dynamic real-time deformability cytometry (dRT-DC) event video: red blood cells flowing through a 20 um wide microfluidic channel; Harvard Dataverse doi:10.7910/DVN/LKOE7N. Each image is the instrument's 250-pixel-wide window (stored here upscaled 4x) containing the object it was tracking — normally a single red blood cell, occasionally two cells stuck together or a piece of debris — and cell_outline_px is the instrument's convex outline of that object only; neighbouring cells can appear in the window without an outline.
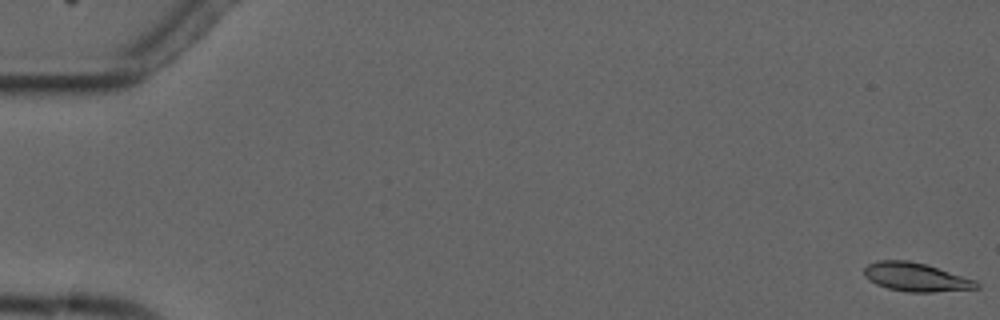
{"species": "common noctule bat (a hibernating species)", "species_latin": "Nyctalus noctula", "temperature_condition": "cold", "stored_images_in_passage": 8, "camera_frame_rate_fps": 3000, "um_per_image_px": 0.085, "animal": {"sex": "male", "forearm_length_mm": 52.5}, "frame": {"image": 1, "passage_image": 1, "time_ms": 0.0, "image_size_px": [1000, 320], "cell_outline_px": [[980, 288], [932, 292], [908, 292], [888, 288], [876, 284], [868, 280], [864, 276], [864, 268], [868, 264], [876, 260], [908, 260], [924, 264], [976, 280], [980, 284]], "centroid_in_image_um": [77.82, 23.55], "position_along_channel_um": 7.2, "area_um2": 18.67}}
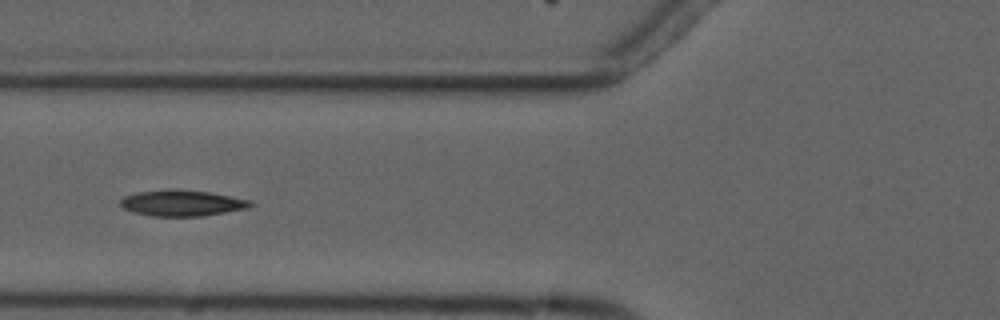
{"frame": {"image": 2, "passage_image": 6, "time_ms": 7.0, "image_size_px": [1000, 320], "cell_outline_px": [[256, 204], [248, 208], [204, 216], [152, 216], [136, 212], [124, 208], [120, 204], [120, 200], [124, 196], [140, 192], [208, 192], [248, 200]], "centroid_in_image_um": [15.52, 17.31], "position_along_channel_um": 110.3, "area_um2": 18.55}}
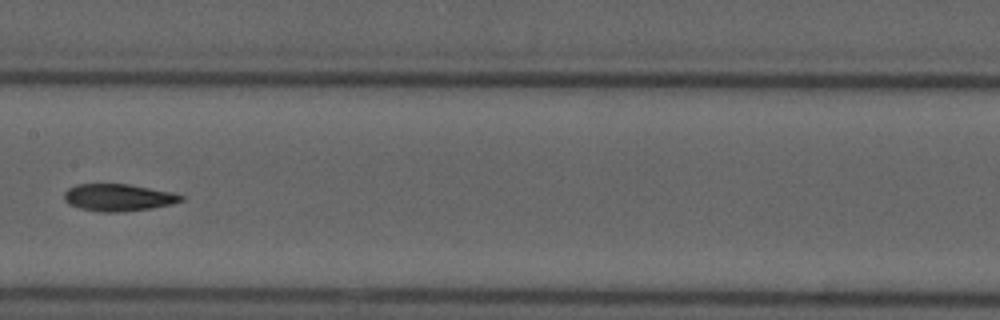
{"frame": {"image": 3, "passage_image": 8, "time_ms": 9.333, "image_size_px": [1000, 320], "cell_outline_px": [[184, 200], [172, 204], [152, 208], [124, 212], [100, 212], [80, 208], [68, 204], [64, 200], [64, 192], [68, 188], [76, 184], [128, 184], [172, 192], [184, 196]], "centroid_in_image_um": [10.05, 16.79], "position_along_channel_um": 197.4, "area_um2": 18.61}}